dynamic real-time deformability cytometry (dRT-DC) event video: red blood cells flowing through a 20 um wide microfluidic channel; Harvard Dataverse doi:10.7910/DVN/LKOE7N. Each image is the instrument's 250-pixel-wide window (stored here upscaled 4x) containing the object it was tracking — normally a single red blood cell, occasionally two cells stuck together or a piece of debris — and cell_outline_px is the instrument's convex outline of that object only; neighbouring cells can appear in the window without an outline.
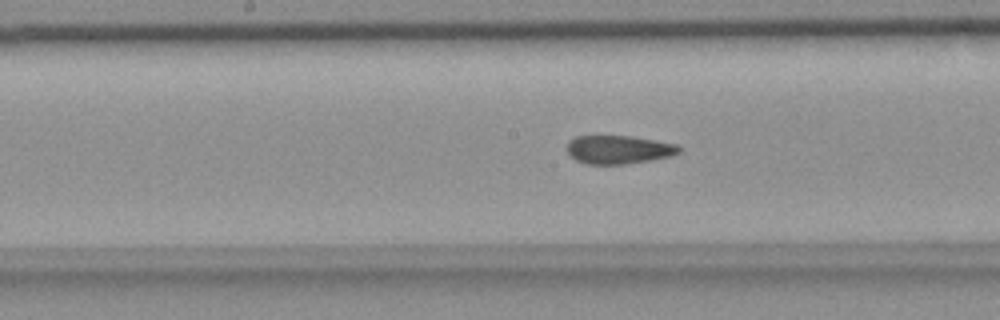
{"species": "common noctule bat (a hibernating species)", "species_latin": "Nyctalus noctula", "temperature_condition": "room temperature", "stored_images_in_passage": 41, "camera_frame_rate_fps": 3000, "um_per_image_px": 0.085, "animal": {"sex": "female", "body_mass_g": 18.4}, "frame": {"image": 1, "passage_image": 18, "time_ms": 5.667, "image_size_px": [1000, 320], "cell_outline_px": [[680, 152], [672, 156], [624, 164], [584, 164], [576, 160], [564, 148], [568, 140], [576, 136], [632, 136], [676, 144], [680, 148]], "centroid_in_image_um": [52.53, 12.71], "position_along_channel_um": 195.7, "area_um2": 18.61}}
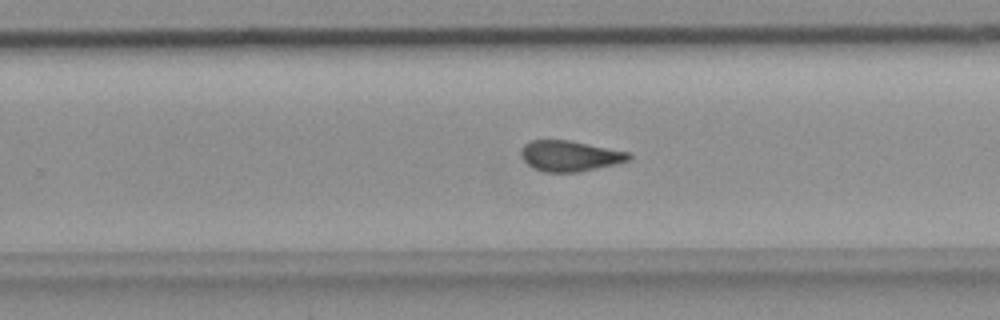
{"frame": {"image": 2, "passage_image": 25, "time_ms": 8.0, "image_size_px": [1000, 320], "cell_outline_px": [[632, 156], [628, 160], [580, 172], [544, 172], [532, 168], [524, 160], [520, 152], [524, 144], [532, 140], [568, 140], [628, 152]], "centroid_in_image_um": [48.38, 13.26], "position_along_channel_um": 281.4, "area_um2": 18.96}}
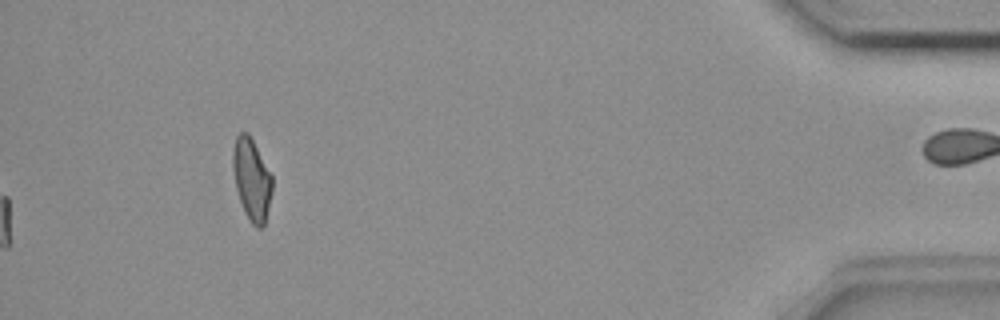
{"frame": {"image": 3, "passage_image": 41, "time_ms": 13.333, "image_size_px": [1000, 320], "cell_outline_px": [[272, 192], [264, 228], [256, 228], [252, 224], [244, 212], [236, 188], [232, 168], [232, 152], [236, 136], [240, 132], [248, 132], [272, 176]], "centroid_in_image_um": [21.39, 15.27], "position_along_channel_um": 413.8, "area_um2": 18.79}, "authors_computed_cell_mechanics": {"area_um2": 19.4208, "velocity_mm_per_s": 3.6872, "shape_relaxation_time_tau1_ms": null, "shape_relaxation_time_tau2_ms": 2.3741, "deformation_change_tau1": null, "deformation_change_tau2": 0.0969}}